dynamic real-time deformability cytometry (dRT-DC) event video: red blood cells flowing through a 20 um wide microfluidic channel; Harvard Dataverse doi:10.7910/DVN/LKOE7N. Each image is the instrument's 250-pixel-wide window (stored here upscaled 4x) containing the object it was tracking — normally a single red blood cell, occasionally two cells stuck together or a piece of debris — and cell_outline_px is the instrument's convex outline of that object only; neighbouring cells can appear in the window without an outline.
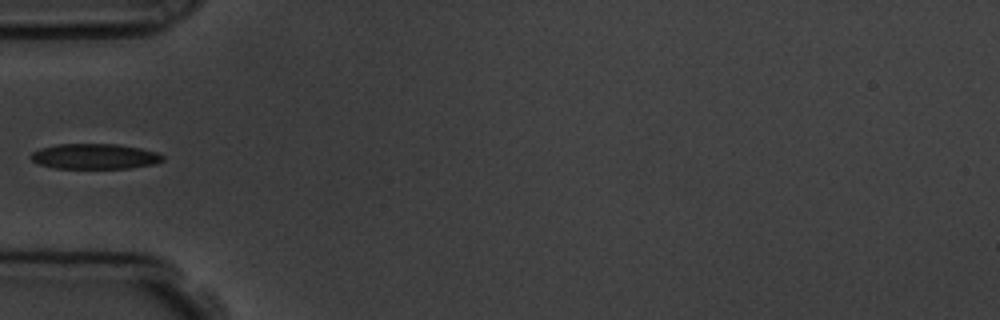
{"species": "common noctule bat (a hibernating species)", "species_latin": "Nyctalus noctula", "temperature_condition": "room temperature", "stored_images_in_passage": 37, "camera_frame_rate_fps": 3000, "um_per_image_px": 0.085, "animal": {"sex": "male", "body_mass_g": 19.5, "forearm_length_mm": 54.6}, "frame": {"image": 1, "passage_image": 1, "time_ms": 0.0, "image_size_px": [1000, 320], "cell_outline_px": [[164, 160], [156, 164], [128, 168], [56, 168], [40, 164], [32, 160], [28, 156], [32, 152], [40, 148], [56, 144], [116, 144], [140, 148], [160, 152], [164, 156]], "centroid_in_image_um": [8.08, 13.29], "position_along_channel_um": 76.9, "area_um2": 19.59}}
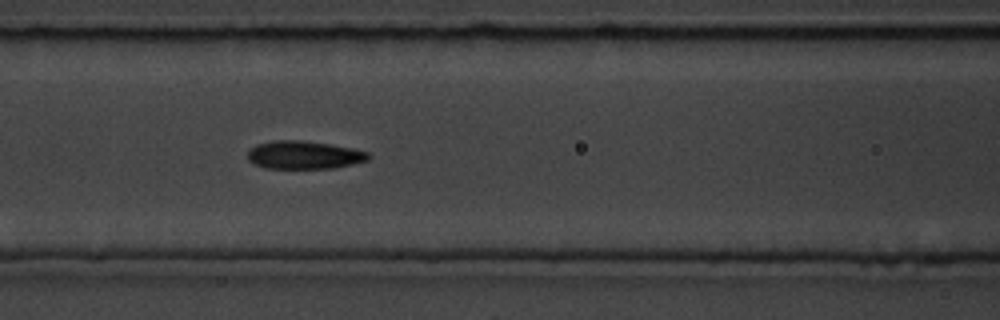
{"frame": {"image": 2, "passage_image": 6, "time_ms": 1.667, "image_size_px": [1000, 320], "cell_outline_px": [[372, 156], [368, 160], [352, 164], [332, 168], [264, 168], [248, 160], [248, 152], [256, 144], [276, 140], [300, 140], [328, 144], [352, 148], [368, 152]], "centroid_in_image_um": [25.85, 13.17], "position_along_channel_um": 140.7, "area_um2": 19.59}}
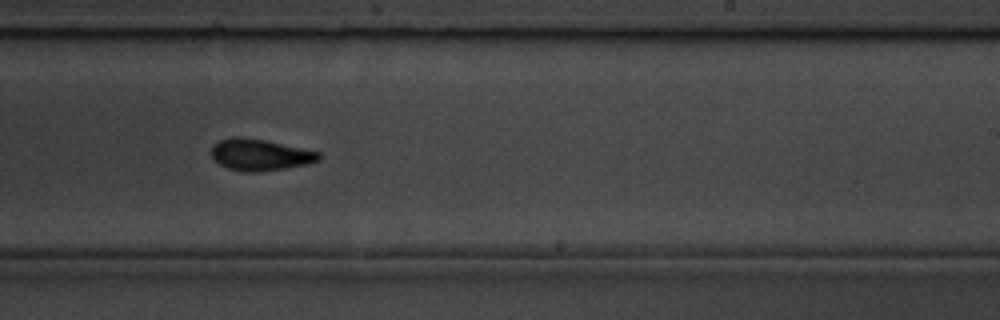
{"frame": {"image": 3, "passage_image": 16, "time_ms": 5.0, "image_size_px": [1000, 320], "cell_outline_px": [[320, 160], [308, 164], [260, 172], [244, 172], [228, 168], [220, 164], [212, 156], [212, 144], [220, 140], [232, 136], [240, 136], [264, 140], [320, 152]], "centroid_in_image_um": [22.09, 13.15], "position_along_channel_um": 266.9, "area_um2": 19.65}}